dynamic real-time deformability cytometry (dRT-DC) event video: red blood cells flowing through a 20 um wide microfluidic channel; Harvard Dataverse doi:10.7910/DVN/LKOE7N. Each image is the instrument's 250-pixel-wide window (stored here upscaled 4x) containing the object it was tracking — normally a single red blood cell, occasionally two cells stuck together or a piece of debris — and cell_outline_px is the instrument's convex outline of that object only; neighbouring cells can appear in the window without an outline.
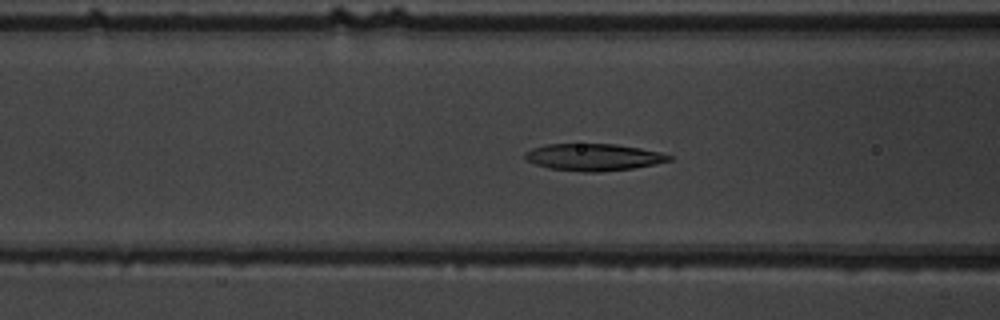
{"species": "common noctule bat (a hibernating species)", "species_latin": "Nyctalus noctula", "temperature_condition": "warm", "stored_images_in_passage": 57, "camera_frame_rate_fps": 3000, "um_per_image_px": 0.085, "animal": {"sex": "male", "body_mass_g": 19.5, "forearm_length_mm": 54.6}, "frame": {"image": 1, "passage_image": 24, "time_ms": 7.667, "image_size_px": [1000, 320], "cell_outline_px": [[672, 160], [656, 164], [632, 168], [600, 172], [584, 172], [548, 168], [524, 160], [524, 152], [532, 148], [544, 144], [616, 144], [640, 148], [660, 152], [672, 156]], "centroid_in_image_um": [50.42, 13.36], "position_along_channel_um": 116.2, "area_um2": 22.77}}
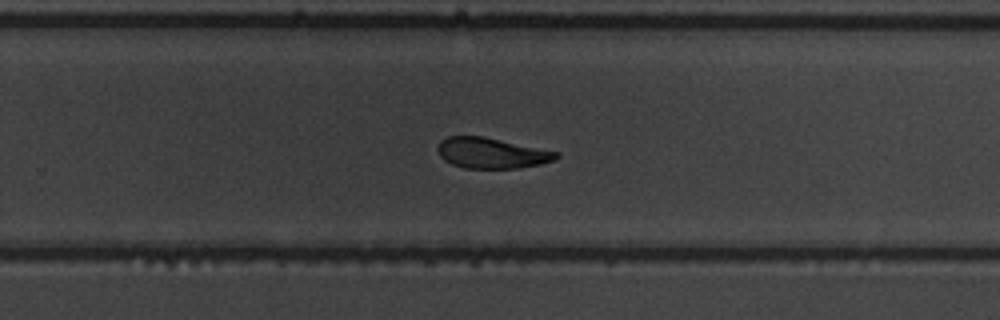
{"frame": {"image": 2, "passage_image": 38, "time_ms": 12.333, "image_size_px": [1000, 320], "cell_outline_px": [[560, 156], [552, 160], [540, 164], [516, 168], [464, 168], [452, 164], [444, 160], [440, 156], [436, 148], [440, 140], [448, 136], [484, 136], [560, 152]], "centroid_in_image_um": [41.76, 13.0], "position_along_channel_um": 288.0, "area_um2": 21.21}}
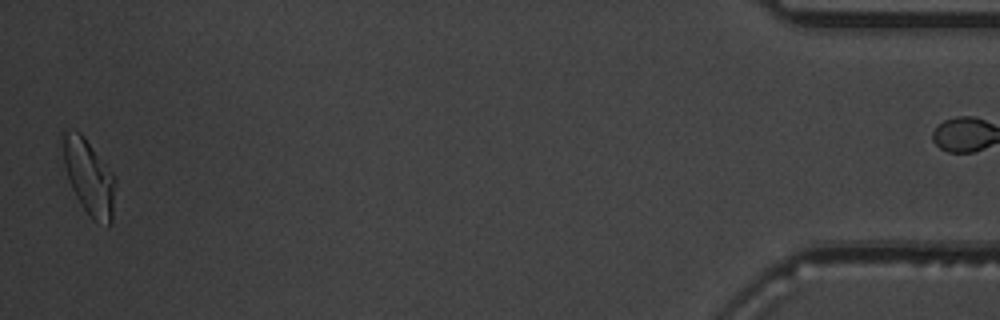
{"frame": {"image": 3, "passage_image": 56, "time_ms": 18.333, "image_size_px": [1000, 320], "cell_outline_px": [[116, 184], [112, 220], [108, 228], [92, 220], [76, 196], [72, 188], [64, 164], [60, 136], [60, 132], [64, 128], [68, 128], [80, 132], [84, 136], [112, 172], [116, 180]], "centroid_in_image_um": [7.55, 15.01], "position_along_channel_um": 427.6, "area_um2": 23.47}}